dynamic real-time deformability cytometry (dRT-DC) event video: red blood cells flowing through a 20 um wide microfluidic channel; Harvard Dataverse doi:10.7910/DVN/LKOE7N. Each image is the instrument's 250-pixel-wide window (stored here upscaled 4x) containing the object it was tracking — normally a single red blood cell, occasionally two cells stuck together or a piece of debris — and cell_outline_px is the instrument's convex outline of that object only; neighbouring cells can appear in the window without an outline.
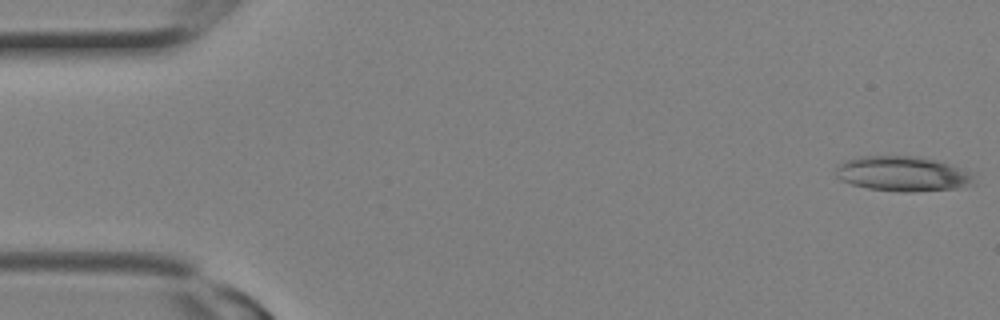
{"species": "Egyptian fruit bat (a non-hibernating species)", "species_latin": "Rousettus aegyptiacus", "temperature_condition": "room temperature", "stored_images_in_passage": 6, "camera_frame_rate_fps": 3000, "um_per_image_px": 0.085, "animal": {"sex": "female"}, "frame": {"image": 1, "passage_image": 1, "time_ms": 0.0, "image_size_px": [1000, 320], "cell_outline_px": [[976, 184], [960, 188], [912, 192], [904, 192], [868, 188], [852, 184], [840, 180], [836, 176], [836, 168], [844, 160], [860, 156], [920, 156], [968, 168]], "centroid_in_image_um": [76.79, 14.76], "position_along_channel_um": 8.2, "area_um2": 28.61}}